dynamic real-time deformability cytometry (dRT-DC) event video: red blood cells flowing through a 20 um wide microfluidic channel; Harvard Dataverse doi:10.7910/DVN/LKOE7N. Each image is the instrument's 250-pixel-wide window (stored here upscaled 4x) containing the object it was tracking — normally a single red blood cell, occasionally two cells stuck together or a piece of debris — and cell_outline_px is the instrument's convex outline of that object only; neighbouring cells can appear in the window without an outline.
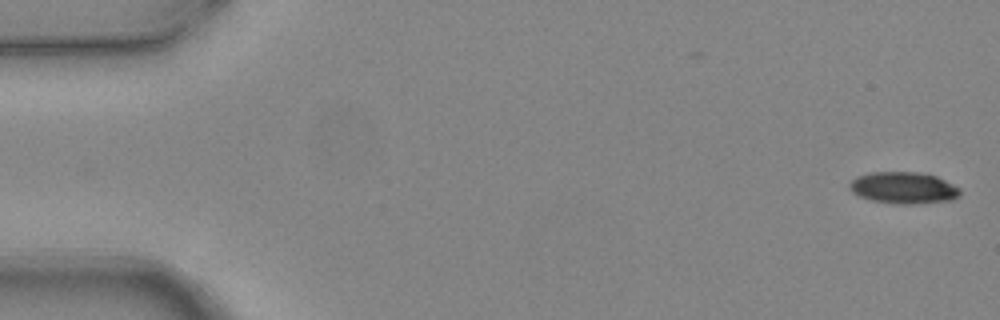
{"species": "common noctule bat (a hibernating species)", "species_latin": "Nyctalus noctula", "temperature_condition": "warm", "stored_images_in_passage": 2, "camera_frame_rate_fps": 3000, "um_per_image_px": 0.085, "animal": {"sex": "female", "body_mass_g": 24.6, "forearm_length_mm": 56.2}, "frame": {"image": 1, "passage_image": 2, "time_ms": 0.333, "image_size_px": [1000, 320], "cell_outline_px": [[960, 196], [952, 200], [912, 204], [896, 204], [872, 200], [860, 196], [852, 192], [848, 188], [848, 184], [856, 176], [868, 172], [916, 172], [936, 176], [960, 188]], "centroid_in_image_um": [76.77, 15.96], "position_along_channel_um": 8.2, "area_um2": 20.46}}